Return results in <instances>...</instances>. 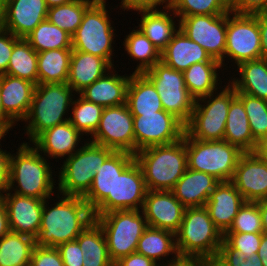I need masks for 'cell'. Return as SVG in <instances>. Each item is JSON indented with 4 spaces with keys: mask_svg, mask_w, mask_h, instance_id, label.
<instances>
[{
    "mask_svg": "<svg viewBox=\"0 0 267 266\" xmlns=\"http://www.w3.org/2000/svg\"><path fill=\"white\" fill-rule=\"evenodd\" d=\"M59 201L50 205L44 200L41 226L35 239L38 247H55L76 240L79 234L91 224L95 217L93 211L81 196L62 195ZM48 203V204H47Z\"/></svg>",
    "mask_w": 267,
    "mask_h": 266,
    "instance_id": "obj_1",
    "label": "cell"
},
{
    "mask_svg": "<svg viewBox=\"0 0 267 266\" xmlns=\"http://www.w3.org/2000/svg\"><path fill=\"white\" fill-rule=\"evenodd\" d=\"M16 150L10 155L8 191L42 200L52 198L56 181L47 158L28 142Z\"/></svg>",
    "mask_w": 267,
    "mask_h": 266,
    "instance_id": "obj_2",
    "label": "cell"
},
{
    "mask_svg": "<svg viewBox=\"0 0 267 266\" xmlns=\"http://www.w3.org/2000/svg\"><path fill=\"white\" fill-rule=\"evenodd\" d=\"M147 190L171 191L188 168L185 132L179 141L167 145H154L135 154Z\"/></svg>",
    "mask_w": 267,
    "mask_h": 266,
    "instance_id": "obj_3",
    "label": "cell"
},
{
    "mask_svg": "<svg viewBox=\"0 0 267 266\" xmlns=\"http://www.w3.org/2000/svg\"><path fill=\"white\" fill-rule=\"evenodd\" d=\"M72 93L76 94L67 83L36 85L29 112L23 120L29 143L47 129L69 120L65 116L74 100Z\"/></svg>",
    "mask_w": 267,
    "mask_h": 266,
    "instance_id": "obj_4",
    "label": "cell"
},
{
    "mask_svg": "<svg viewBox=\"0 0 267 266\" xmlns=\"http://www.w3.org/2000/svg\"><path fill=\"white\" fill-rule=\"evenodd\" d=\"M180 259L214 261L223 240L204 207L186 208L179 230L175 233Z\"/></svg>",
    "mask_w": 267,
    "mask_h": 266,
    "instance_id": "obj_5",
    "label": "cell"
},
{
    "mask_svg": "<svg viewBox=\"0 0 267 266\" xmlns=\"http://www.w3.org/2000/svg\"><path fill=\"white\" fill-rule=\"evenodd\" d=\"M78 150L63 161L58 176V193L61 195L83 197L90 189L96 169L114 150L88 139Z\"/></svg>",
    "mask_w": 267,
    "mask_h": 266,
    "instance_id": "obj_6",
    "label": "cell"
},
{
    "mask_svg": "<svg viewBox=\"0 0 267 266\" xmlns=\"http://www.w3.org/2000/svg\"><path fill=\"white\" fill-rule=\"evenodd\" d=\"M106 7V0H95L86 9L80 26L72 36V49L100 56L114 67L112 46L117 35Z\"/></svg>",
    "mask_w": 267,
    "mask_h": 266,
    "instance_id": "obj_7",
    "label": "cell"
},
{
    "mask_svg": "<svg viewBox=\"0 0 267 266\" xmlns=\"http://www.w3.org/2000/svg\"><path fill=\"white\" fill-rule=\"evenodd\" d=\"M227 84L224 88L220 87V92L195 100L191 119L185 125V132L191 138L200 141L223 140L228 110L236 98V90L229 82Z\"/></svg>",
    "mask_w": 267,
    "mask_h": 266,
    "instance_id": "obj_8",
    "label": "cell"
},
{
    "mask_svg": "<svg viewBox=\"0 0 267 266\" xmlns=\"http://www.w3.org/2000/svg\"><path fill=\"white\" fill-rule=\"evenodd\" d=\"M188 168L208 173L220 182L231 181L238 161L244 153L227 141H200L185 132Z\"/></svg>",
    "mask_w": 267,
    "mask_h": 266,
    "instance_id": "obj_9",
    "label": "cell"
},
{
    "mask_svg": "<svg viewBox=\"0 0 267 266\" xmlns=\"http://www.w3.org/2000/svg\"><path fill=\"white\" fill-rule=\"evenodd\" d=\"M94 217L104 233L113 263L136 252L138 241L148 227L141 210H116Z\"/></svg>",
    "mask_w": 267,
    "mask_h": 266,
    "instance_id": "obj_10",
    "label": "cell"
},
{
    "mask_svg": "<svg viewBox=\"0 0 267 266\" xmlns=\"http://www.w3.org/2000/svg\"><path fill=\"white\" fill-rule=\"evenodd\" d=\"M143 74L155 86L164 111L186 125L191 119L195 99L185 87L183 72L159 61Z\"/></svg>",
    "mask_w": 267,
    "mask_h": 266,
    "instance_id": "obj_11",
    "label": "cell"
},
{
    "mask_svg": "<svg viewBox=\"0 0 267 266\" xmlns=\"http://www.w3.org/2000/svg\"><path fill=\"white\" fill-rule=\"evenodd\" d=\"M237 66L245 61L262 58L261 40L256 14L227 13L225 58Z\"/></svg>",
    "mask_w": 267,
    "mask_h": 266,
    "instance_id": "obj_12",
    "label": "cell"
},
{
    "mask_svg": "<svg viewBox=\"0 0 267 266\" xmlns=\"http://www.w3.org/2000/svg\"><path fill=\"white\" fill-rule=\"evenodd\" d=\"M88 140L135 155L133 115L127 104L104 107L98 128Z\"/></svg>",
    "mask_w": 267,
    "mask_h": 266,
    "instance_id": "obj_13",
    "label": "cell"
},
{
    "mask_svg": "<svg viewBox=\"0 0 267 266\" xmlns=\"http://www.w3.org/2000/svg\"><path fill=\"white\" fill-rule=\"evenodd\" d=\"M179 29L199 44L211 58L224 66L227 13L221 15H193L178 20Z\"/></svg>",
    "mask_w": 267,
    "mask_h": 266,
    "instance_id": "obj_14",
    "label": "cell"
},
{
    "mask_svg": "<svg viewBox=\"0 0 267 266\" xmlns=\"http://www.w3.org/2000/svg\"><path fill=\"white\" fill-rule=\"evenodd\" d=\"M133 126L135 154L146 147L175 143L185 132V125L164 110L133 116Z\"/></svg>",
    "mask_w": 267,
    "mask_h": 266,
    "instance_id": "obj_15",
    "label": "cell"
},
{
    "mask_svg": "<svg viewBox=\"0 0 267 266\" xmlns=\"http://www.w3.org/2000/svg\"><path fill=\"white\" fill-rule=\"evenodd\" d=\"M147 191L142 169L134 160L115 178L114 197H106L93 210V214L102 215L116 210H140Z\"/></svg>",
    "mask_w": 267,
    "mask_h": 266,
    "instance_id": "obj_16",
    "label": "cell"
},
{
    "mask_svg": "<svg viewBox=\"0 0 267 266\" xmlns=\"http://www.w3.org/2000/svg\"><path fill=\"white\" fill-rule=\"evenodd\" d=\"M2 202L7 212L10 231L36 239L41 226L44 200L7 190L2 195Z\"/></svg>",
    "mask_w": 267,
    "mask_h": 266,
    "instance_id": "obj_17",
    "label": "cell"
},
{
    "mask_svg": "<svg viewBox=\"0 0 267 266\" xmlns=\"http://www.w3.org/2000/svg\"><path fill=\"white\" fill-rule=\"evenodd\" d=\"M185 209L171 191L148 190L141 211L149 227L176 233Z\"/></svg>",
    "mask_w": 267,
    "mask_h": 266,
    "instance_id": "obj_18",
    "label": "cell"
},
{
    "mask_svg": "<svg viewBox=\"0 0 267 266\" xmlns=\"http://www.w3.org/2000/svg\"><path fill=\"white\" fill-rule=\"evenodd\" d=\"M231 182L246 202L267 199V161L253 152L243 153Z\"/></svg>",
    "mask_w": 267,
    "mask_h": 266,
    "instance_id": "obj_19",
    "label": "cell"
},
{
    "mask_svg": "<svg viewBox=\"0 0 267 266\" xmlns=\"http://www.w3.org/2000/svg\"><path fill=\"white\" fill-rule=\"evenodd\" d=\"M135 155L114 151L96 169L94 180L89 191L82 197L93 211L106 197H114L115 178L119 176L133 161Z\"/></svg>",
    "mask_w": 267,
    "mask_h": 266,
    "instance_id": "obj_20",
    "label": "cell"
},
{
    "mask_svg": "<svg viewBox=\"0 0 267 266\" xmlns=\"http://www.w3.org/2000/svg\"><path fill=\"white\" fill-rule=\"evenodd\" d=\"M45 0H4L5 29L18 38H26L47 19Z\"/></svg>",
    "mask_w": 267,
    "mask_h": 266,
    "instance_id": "obj_21",
    "label": "cell"
},
{
    "mask_svg": "<svg viewBox=\"0 0 267 266\" xmlns=\"http://www.w3.org/2000/svg\"><path fill=\"white\" fill-rule=\"evenodd\" d=\"M245 202L235 185L226 181L220 182L211 192L205 208L215 226L224 234Z\"/></svg>",
    "mask_w": 267,
    "mask_h": 266,
    "instance_id": "obj_22",
    "label": "cell"
},
{
    "mask_svg": "<svg viewBox=\"0 0 267 266\" xmlns=\"http://www.w3.org/2000/svg\"><path fill=\"white\" fill-rule=\"evenodd\" d=\"M82 136L68 120L47 129L31 144L46 158H59L61 160V158H67L78 150V144L83 142L81 141Z\"/></svg>",
    "mask_w": 267,
    "mask_h": 266,
    "instance_id": "obj_23",
    "label": "cell"
},
{
    "mask_svg": "<svg viewBox=\"0 0 267 266\" xmlns=\"http://www.w3.org/2000/svg\"><path fill=\"white\" fill-rule=\"evenodd\" d=\"M36 85L9 75H0V93L4 113L15 123L26 118Z\"/></svg>",
    "mask_w": 267,
    "mask_h": 266,
    "instance_id": "obj_24",
    "label": "cell"
},
{
    "mask_svg": "<svg viewBox=\"0 0 267 266\" xmlns=\"http://www.w3.org/2000/svg\"><path fill=\"white\" fill-rule=\"evenodd\" d=\"M114 68L116 67H112L79 94L86 100L103 107L125 104L131 75L120 76Z\"/></svg>",
    "mask_w": 267,
    "mask_h": 266,
    "instance_id": "obj_25",
    "label": "cell"
},
{
    "mask_svg": "<svg viewBox=\"0 0 267 266\" xmlns=\"http://www.w3.org/2000/svg\"><path fill=\"white\" fill-rule=\"evenodd\" d=\"M219 183L218 179L208 173L187 168L171 192L185 208L204 207Z\"/></svg>",
    "mask_w": 267,
    "mask_h": 266,
    "instance_id": "obj_26",
    "label": "cell"
},
{
    "mask_svg": "<svg viewBox=\"0 0 267 266\" xmlns=\"http://www.w3.org/2000/svg\"><path fill=\"white\" fill-rule=\"evenodd\" d=\"M162 8L163 10L161 8L136 10L137 14H141L140 24L136 28H139L160 52L167 47L173 35L179 30V24H175L174 18L178 17L174 11L170 7Z\"/></svg>",
    "mask_w": 267,
    "mask_h": 266,
    "instance_id": "obj_27",
    "label": "cell"
},
{
    "mask_svg": "<svg viewBox=\"0 0 267 266\" xmlns=\"http://www.w3.org/2000/svg\"><path fill=\"white\" fill-rule=\"evenodd\" d=\"M161 61L177 71H184L199 62H219L199 44L188 38L180 29L161 52Z\"/></svg>",
    "mask_w": 267,
    "mask_h": 266,
    "instance_id": "obj_28",
    "label": "cell"
},
{
    "mask_svg": "<svg viewBox=\"0 0 267 266\" xmlns=\"http://www.w3.org/2000/svg\"><path fill=\"white\" fill-rule=\"evenodd\" d=\"M111 68L112 66L100 56L72 50L67 84L78 95Z\"/></svg>",
    "mask_w": 267,
    "mask_h": 266,
    "instance_id": "obj_29",
    "label": "cell"
},
{
    "mask_svg": "<svg viewBox=\"0 0 267 266\" xmlns=\"http://www.w3.org/2000/svg\"><path fill=\"white\" fill-rule=\"evenodd\" d=\"M136 252L154 260L156 263L159 261L158 264L160 266H169L171 263L180 259L176 248L175 233L169 230L157 229L149 226L144 230L140 237ZM170 255H172V260L167 258ZM161 259L163 261L166 260L167 264L165 261L160 262Z\"/></svg>",
    "mask_w": 267,
    "mask_h": 266,
    "instance_id": "obj_30",
    "label": "cell"
},
{
    "mask_svg": "<svg viewBox=\"0 0 267 266\" xmlns=\"http://www.w3.org/2000/svg\"><path fill=\"white\" fill-rule=\"evenodd\" d=\"M126 104L133 116L164 110L153 83L144 74L138 73L131 74Z\"/></svg>",
    "mask_w": 267,
    "mask_h": 266,
    "instance_id": "obj_31",
    "label": "cell"
},
{
    "mask_svg": "<svg viewBox=\"0 0 267 266\" xmlns=\"http://www.w3.org/2000/svg\"><path fill=\"white\" fill-rule=\"evenodd\" d=\"M238 68V69H237ZM238 77L229 83L236 93H245L267 101V58L245 61L237 66Z\"/></svg>",
    "mask_w": 267,
    "mask_h": 266,
    "instance_id": "obj_32",
    "label": "cell"
},
{
    "mask_svg": "<svg viewBox=\"0 0 267 266\" xmlns=\"http://www.w3.org/2000/svg\"><path fill=\"white\" fill-rule=\"evenodd\" d=\"M223 139L244 153L253 152L255 148L248 116L237 97L230 104Z\"/></svg>",
    "mask_w": 267,
    "mask_h": 266,
    "instance_id": "obj_33",
    "label": "cell"
},
{
    "mask_svg": "<svg viewBox=\"0 0 267 266\" xmlns=\"http://www.w3.org/2000/svg\"><path fill=\"white\" fill-rule=\"evenodd\" d=\"M220 69H222L220 62H199L183 71L185 87L195 100L220 89V82L222 84L218 77Z\"/></svg>",
    "mask_w": 267,
    "mask_h": 266,
    "instance_id": "obj_34",
    "label": "cell"
},
{
    "mask_svg": "<svg viewBox=\"0 0 267 266\" xmlns=\"http://www.w3.org/2000/svg\"><path fill=\"white\" fill-rule=\"evenodd\" d=\"M84 253L83 266H114L100 225L94 220L76 238Z\"/></svg>",
    "mask_w": 267,
    "mask_h": 266,
    "instance_id": "obj_35",
    "label": "cell"
},
{
    "mask_svg": "<svg viewBox=\"0 0 267 266\" xmlns=\"http://www.w3.org/2000/svg\"><path fill=\"white\" fill-rule=\"evenodd\" d=\"M73 49H52L38 53V84L67 83Z\"/></svg>",
    "mask_w": 267,
    "mask_h": 266,
    "instance_id": "obj_36",
    "label": "cell"
},
{
    "mask_svg": "<svg viewBox=\"0 0 267 266\" xmlns=\"http://www.w3.org/2000/svg\"><path fill=\"white\" fill-rule=\"evenodd\" d=\"M127 54L139 61L133 73L143 74L161 61L160 50L139 29H134L125 36L123 41Z\"/></svg>",
    "mask_w": 267,
    "mask_h": 266,
    "instance_id": "obj_37",
    "label": "cell"
},
{
    "mask_svg": "<svg viewBox=\"0 0 267 266\" xmlns=\"http://www.w3.org/2000/svg\"><path fill=\"white\" fill-rule=\"evenodd\" d=\"M35 246L32 237L9 231L0 238V266L30 265Z\"/></svg>",
    "mask_w": 267,
    "mask_h": 266,
    "instance_id": "obj_38",
    "label": "cell"
},
{
    "mask_svg": "<svg viewBox=\"0 0 267 266\" xmlns=\"http://www.w3.org/2000/svg\"><path fill=\"white\" fill-rule=\"evenodd\" d=\"M38 53L30 46L29 42L20 38L13 47V51L7 67L9 74L38 84Z\"/></svg>",
    "mask_w": 267,
    "mask_h": 266,
    "instance_id": "obj_39",
    "label": "cell"
},
{
    "mask_svg": "<svg viewBox=\"0 0 267 266\" xmlns=\"http://www.w3.org/2000/svg\"><path fill=\"white\" fill-rule=\"evenodd\" d=\"M25 39L37 53L52 49H72V36L48 19L40 22Z\"/></svg>",
    "mask_w": 267,
    "mask_h": 266,
    "instance_id": "obj_40",
    "label": "cell"
},
{
    "mask_svg": "<svg viewBox=\"0 0 267 266\" xmlns=\"http://www.w3.org/2000/svg\"><path fill=\"white\" fill-rule=\"evenodd\" d=\"M95 0H76L74 2L48 8L47 19L73 36L82 22L86 9Z\"/></svg>",
    "mask_w": 267,
    "mask_h": 266,
    "instance_id": "obj_41",
    "label": "cell"
},
{
    "mask_svg": "<svg viewBox=\"0 0 267 266\" xmlns=\"http://www.w3.org/2000/svg\"><path fill=\"white\" fill-rule=\"evenodd\" d=\"M73 100L69 122L82 134L93 135L98 128L104 107L90 102L80 94Z\"/></svg>",
    "mask_w": 267,
    "mask_h": 266,
    "instance_id": "obj_42",
    "label": "cell"
},
{
    "mask_svg": "<svg viewBox=\"0 0 267 266\" xmlns=\"http://www.w3.org/2000/svg\"><path fill=\"white\" fill-rule=\"evenodd\" d=\"M170 8L178 20L193 15H221L230 12V0H177Z\"/></svg>",
    "mask_w": 267,
    "mask_h": 266,
    "instance_id": "obj_43",
    "label": "cell"
},
{
    "mask_svg": "<svg viewBox=\"0 0 267 266\" xmlns=\"http://www.w3.org/2000/svg\"><path fill=\"white\" fill-rule=\"evenodd\" d=\"M236 97L243 103L253 139L257 142L267 135V101L245 93H236Z\"/></svg>",
    "mask_w": 267,
    "mask_h": 266,
    "instance_id": "obj_44",
    "label": "cell"
},
{
    "mask_svg": "<svg viewBox=\"0 0 267 266\" xmlns=\"http://www.w3.org/2000/svg\"><path fill=\"white\" fill-rule=\"evenodd\" d=\"M225 233H262V219L257 202H245Z\"/></svg>",
    "mask_w": 267,
    "mask_h": 266,
    "instance_id": "obj_45",
    "label": "cell"
},
{
    "mask_svg": "<svg viewBox=\"0 0 267 266\" xmlns=\"http://www.w3.org/2000/svg\"><path fill=\"white\" fill-rule=\"evenodd\" d=\"M214 266H263L258 254L248 256L232 248L224 239L220 245Z\"/></svg>",
    "mask_w": 267,
    "mask_h": 266,
    "instance_id": "obj_46",
    "label": "cell"
},
{
    "mask_svg": "<svg viewBox=\"0 0 267 266\" xmlns=\"http://www.w3.org/2000/svg\"><path fill=\"white\" fill-rule=\"evenodd\" d=\"M263 233H224L223 239L248 258L258 253Z\"/></svg>",
    "mask_w": 267,
    "mask_h": 266,
    "instance_id": "obj_47",
    "label": "cell"
},
{
    "mask_svg": "<svg viewBox=\"0 0 267 266\" xmlns=\"http://www.w3.org/2000/svg\"><path fill=\"white\" fill-rule=\"evenodd\" d=\"M30 266H64V264L57 248L35 246Z\"/></svg>",
    "mask_w": 267,
    "mask_h": 266,
    "instance_id": "obj_48",
    "label": "cell"
},
{
    "mask_svg": "<svg viewBox=\"0 0 267 266\" xmlns=\"http://www.w3.org/2000/svg\"><path fill=\"white\" fill-rule=\"evenodd\" d=\"M57 249L61 254L64 266H83L84 253L77 240L60 244Z\"/></svg>",
    "mask_w": 267,
    "mask_h": 266,
    "instance_id": "obj_49",
    "label": "cell"
},
{
    "mask_svg": "<svg viewBox=\"0 0 267 266\" xmlns=\"http://www.w3.org/2000/svg\"><path fill=\"white\" fill-rule=\"evenodd\" d=\"M19 39L20 38L6 30L0 34V75L7 72L14 44Z\"/></svg>",
    "mask_w": 267,
    "mask_h": 266,
    "instance_id": "obj_50",
    "label": "cell"
},
{
    "mask_svg": "<svg viewBox=\"0 0 267 266\" xmlns=\"http://www.w3.org/2000/svg\"><path fill=\"white\" fill-rule=\"evenodd\" d=\"M267 10V0H230V11L238 14H256Z\"/></svg>",
    "mask_w": 267,
    "mask_h": 266,
    "instance_id": "obj_51",
    "label": "cell"
},
{
    "mask_svg": "<svg viewBox=\"0 0 267 266\" xmlns=\"http://www.w3.org/2000/svg\"><path fill=\"white\" fill-rule=\"evenodd\" d=\"M0 147V197L8 190L9 165L11 153Z\"/></svg>",
    "mask_w": 267,
    "mask_h": 266,
    "instance_id": "obj_52",
    "label": "cell"
},
{
    "mask_svg": "<svg viewBox=\"0 0 267 266\" xmlns=\"http://www.w3.org/2000/svg\"><path fill=\"white\" fill-rule=\"evenodd\" d=\"M114 266H160L154 260L139 254L137 252L131 253L128 256L122 257Z\"/></svg>",
    "mask_w": 267,
    "mask_h": 266,
    "instance_id": "obj_53",
    "label": "cell"
},
{
    "mask_svg": "<svg viewBox=\"0 0 267 266\" xmlns=\"http://www.w3.org/2000/svg\"><path fill=\"white\" fill-rule=\"evenodd\" d=\"M120 8L129 11L158 8V0H121Z\"/></svg>",
    "mask_w": 267,
    "mask_h": 266,
    "instance_id": "obj_54",
    "label": "cell"
},
{
    "mask_svg": "<svg viewBox=\"0 0 267 266\" xmlns=\"http://www.w3.org/2000/svg\"><path fill=\"white\" fill-rule=\"evenodd\" d=\"M261 40L262 58H267V10L256 13Z\"/></svg>",
    "mask_w": 267,
    "mask_h": 266,
    "instance_id": "obj_55",
    "label": "cell"
},
{
    "mask_svg": "<svg viewBox=\"0 0 267 266\" xmlns=\"http://www.w3.org/2000/svg\"><path fill=\"white\" fill-rule=\"evenodd\" d=\"M169 266H214V263L204 259H179Z\"/></svg>",
    "mask_w": 267,
    "mask_h": 266,
    "instance_id": "obj_56",
    "label": "cell"
},
{
    "mask_svg": "<svg viewBox=\"0 0 267 266\" xmlns=\"http://www.w3.org/2000/svg\"><path fill=\"white\" fill-rule=\"evenodd\" d=\"M10 231L7 212L0 197V238L6 235Z\"/></svg>",
    "mask_w": 267,
    "mask_h": 266,
    "instance_id": "obj_57",
    "label": "cell"
},
{
    "mask_svg": "<svg viewBox=\"0 0 267 266\" xmlns=\"http://www.w3.org/2000/svg\"><path fill=\"white\" fill-rule=\"evenodd\" d=\"M253 153L257 157L267 161V135L256 142Z\"/></svg>",
    "mask_w": 267,
    "mask_h": 266,
    "instance_id": "obj_58",
    "label": "cell"
},
{
    "mask_svg": "<svg viewBox=\"0 0 267 266\" xmlns=\"http://www.w3.org/2000/svg\"><path fill=\"white\" fill-rule=\"evenodd\" d=\"M16 124L4 113L1 101V93H0V127L9 134L8 131L13 129ZM10 129V130H9Z\"/></svg>",
    "mask_w": 267,
    "mask_h": 266,
    "instance_id": "obj_59",
    "label": "cell"
},
{
    "mask_svg": "<svg viewBox=\"0 0 267 266\" xmlns=\"http://www.w3.org/2000/svg\"><path fill=\"white\" fill-rule=\"evenodd\" d=\"M262 219V233L267 235V199L258 201Z\"/></svg>",
    "mask_w": 267,
    "mask_h": 266,
    "instance_id": "obj_60",
    "label": "cell"
},
{
    "mask_svg": "<svg viewBox=\"0 0 267 266\" xmlns=\"http://www.w3.org/2000/svg\"><path fill=\"white\" fill-rule=\"evenodd\" d=\"M258 256L261 258L263 266H267V235L262 234L261 243L258 249Z\"/></svg>",
    "mask_w": 267,
    "mask_h": 266,
    "instance_id": "obj_61",
    "label": "cell"
},
{
    "mask_svg": "<svg viewBox=\"0 0 267 266\" xmlns=\"http://www.w3.org/2000/svg\"><path fill=\"white\" fill-rule=\"evenodd\" d=\"M5 30L4 0H0V34Z\"/></svg>",
    "mask_w": 267,
    "mask_h": 266,
    "instance_id": "obj_62",
    "label": "cell"
},
{
    "mask_svg": "<svg viewBox=\"0 0 267 266\" xmlns=\"http://www.w3.org/2000/svg\"><path fill=\"white\" fill-rule=\"evenodd\" d=\"M45 1H46L48 8H51L54 6L68 4V3L74 2L76 0H45Z\"/></svg>",
    "mask_w": 267,
    "mask_h": 266,
    "instance_id": "obj_63",
    "label": "cell"
},
{
    "mask_svg": "<svg viewBox=\"0 0 267 266\" xmlns=\"http://www.w3.org/2000/svg\"><path fill=\"white\" fill-rule=\"evenodd\" d=\"M177 0H158V7H171ZM165 4V5H164Z\"/></svg>",
    "mask_w": 267,
    "mask_h": 266,
    "instance_id": "obj_64",
    "label": "cell"
},
{
    "mask_svg": "<svg viewBox=\"0 0 267 266\" xmlns=\"http://www.w3.org/2000/svg\"><path fill=\"white\" fill-rule=\"evenodd\" d=\"M6 135H7V133L0 127V142L2 139L5 138L4 136H6ZM0 146H1V143H0Z\"/></svg>",
    "mask_w": 267,
    "mask_h": 266,
    "instance_id": "obj_65",
    "label": "cell"
}]
</instances>
